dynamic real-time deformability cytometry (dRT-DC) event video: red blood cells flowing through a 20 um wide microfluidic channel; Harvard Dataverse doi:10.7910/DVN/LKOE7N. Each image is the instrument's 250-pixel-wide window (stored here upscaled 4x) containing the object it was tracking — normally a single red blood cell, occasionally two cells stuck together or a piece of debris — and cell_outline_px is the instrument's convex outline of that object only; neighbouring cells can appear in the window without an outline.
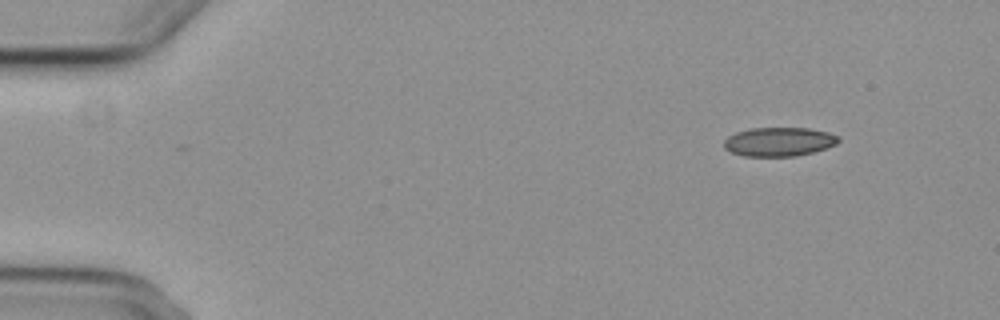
{"species": "common noctule bat (a hibernating species)", "species_latin": "Nyctalus noctula", "temperature_condition": "cold", "stored_images_in_passage": 4, "camera_frame_rate_fps": 3000, "um_per_image_px": 0.085, "animal": {"sex": "female", "body_mass_g": 29.2, "forearm_length_mm": 56.3}, "frame": {"image": 1, "passage_image": 1, "time_ms": 0.0, "image_size_px": [1000, 320], "cell_outline_px": [[840, 140], [836, 144], [812, 152], [796, 156], [744, 156], [732, 152], [724, 148], [724, 140], [728, 136], [736, 132], [752, 128], [808, 128], [828, 132], [840, 136]], "centroid_in_image_um": [66.21, 12.04], "position_along_channel_um": 18.8, "area_um2": 19.25}}
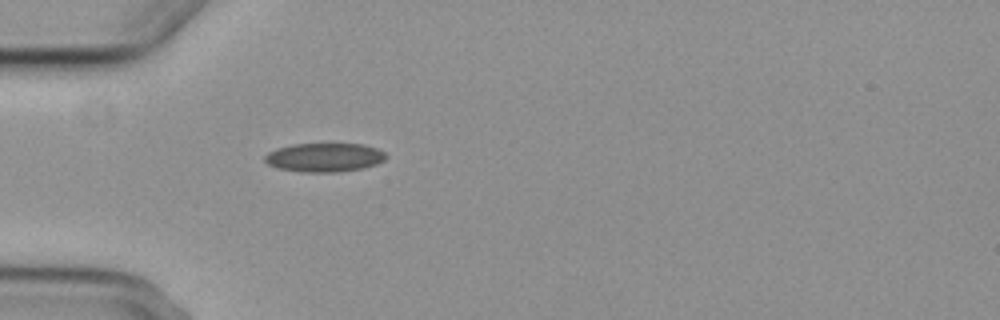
{"frame": {"image": 2, "passage_image": 4, "time_ms": 3.667, "image_size_px": [1000, 320], "cell_outline_px": [[388, 156], [384, 160], [376, 164], [360, 168], [336, 172], [304, 172], [276, 168], [268, 164], [264, 160], [264, 156], [268, 152], [276, 148], [292, 144], [364, 144], [376, 148], [384, 152]], "centroid_in_image_um": [27.55, 13.37], "position_along_channel_um": 57.5, "area_um2": 20.35}}